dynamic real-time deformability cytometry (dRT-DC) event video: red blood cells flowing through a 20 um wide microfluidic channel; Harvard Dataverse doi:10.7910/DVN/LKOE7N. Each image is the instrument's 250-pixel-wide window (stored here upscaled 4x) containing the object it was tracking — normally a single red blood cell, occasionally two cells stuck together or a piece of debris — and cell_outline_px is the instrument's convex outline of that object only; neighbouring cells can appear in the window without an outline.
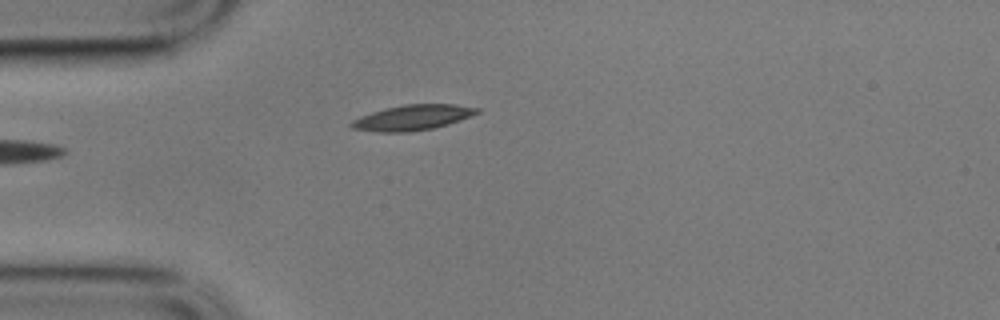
{"species": "common noctule bat (a hibernating species)", "species_latin": "Nyctalus noctula", "temperature_condition": "cold", "stored_images_in_passage": 4, "camera_frame_rate_fps": 3000, "um_per_image_px": 0.085, "animal": {"sex": "male", "body_mass_g": 17.9}, "frame": {"image": 1, "passage_image": 4, "time_ms": 1.0, "image_size_px": [1000, 320], "cell_outline_px": [[480, 112], [460, 120], [448, 124], [432, 128], [408, 132], [380, 132], [352, 128], [348, 124], [352, 120], [360, 116], [384, 108], [404, 104], [456, 104], [480, 108]], "centroid_in_image_um": [35.06, 9.98], "position_along_channel_um": 49.9, "area_um2": 18.55}}